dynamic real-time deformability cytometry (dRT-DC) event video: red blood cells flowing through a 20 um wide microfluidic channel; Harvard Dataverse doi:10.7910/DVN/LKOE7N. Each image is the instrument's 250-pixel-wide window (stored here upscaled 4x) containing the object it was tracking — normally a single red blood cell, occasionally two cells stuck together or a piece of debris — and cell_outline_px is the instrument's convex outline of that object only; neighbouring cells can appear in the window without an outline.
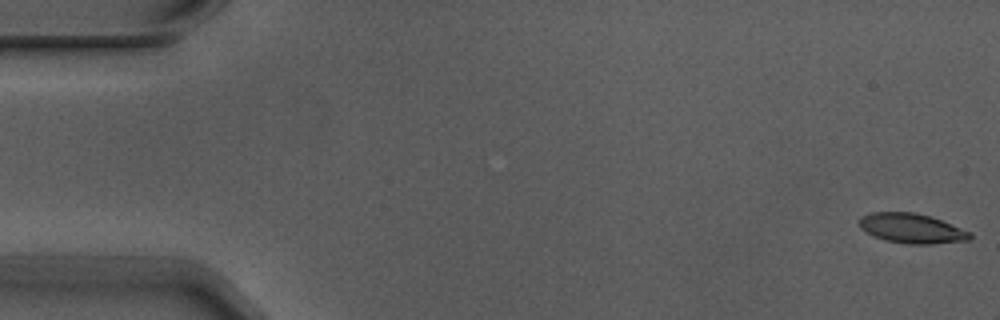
{"species": "Egyptian fruit bat (a non-hibernating species)", "species_latin": "Rousettus aegyptiacus", "temperature_condition": "warm", "stored_images_in_passage": 3, "camera_frame_rate_fps": 3000, "um_per_image_px": 0.085, "animal": {"sex": "male"}, "frame": {"image": 1, "passage_image": 1, "time_ms": 0.0, "image_size_px": [1000, 320], "cell_outline_px": [[972, 236], [968, 240], [932, 244], [908, 244], [884, 240], [872, 236], [860, 228], [860, 220], [864, 216], [872, 212], [912, 212], [928, 216], [940, 220], [972, 232]], "centroid_in_image_um": [77.49, 19.42], "position_along_channel_um": 7.5, "area_um2": 19.02}}